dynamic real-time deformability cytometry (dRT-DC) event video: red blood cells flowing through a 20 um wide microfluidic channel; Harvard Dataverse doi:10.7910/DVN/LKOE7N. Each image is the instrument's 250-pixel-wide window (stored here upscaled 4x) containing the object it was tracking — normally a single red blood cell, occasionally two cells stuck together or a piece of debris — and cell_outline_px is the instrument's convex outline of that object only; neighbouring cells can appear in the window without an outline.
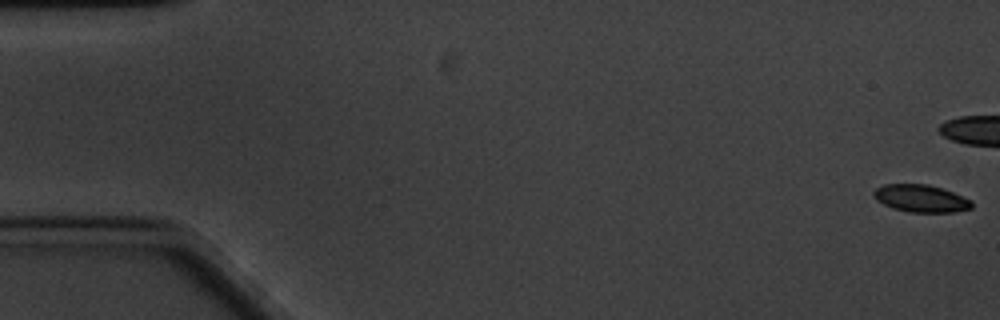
{"species": "common noctule bat (a hibernating species)", "species_latin": "Nyctalus noctula", "temperature_condition": "cold", "stored_images_in_passage": 62, "camera_frame_rate_fps": 3000, "um_per_image_px": 0.085, "animal": {"sex": "male", "body_mass_g": 20.1, "forearm_length_mm": 53.5}, "frame": {"image": 1, "passage_image": 1, "time_ms": 0.0, "image_size_px": [1000, 320], "cell_outline_px": [[972, 208], [952, 212], [908, 212], [892, 208], [876, 200], [872, 192], [876, 188], [884, 184], [928, 184], [944, 188], [972, 200]], "centroid_in_image_um": [78.28, 16.86], "position_along_channel_um": 6.7, "area_um2": 15.78}}
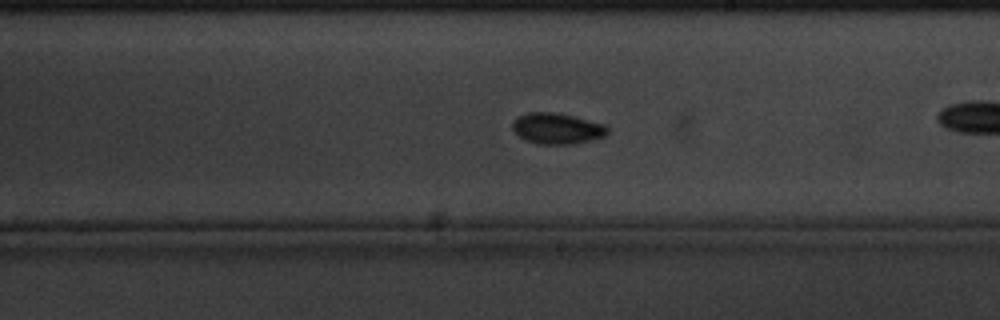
{"frame": {"image": 2, "passage_image": 35, "time_ms": 11.333, "image_size_px": [1000, 320], "cell_outline_px": [[608, 132], [604, 136], [592, 140], [576, 144], [536, 144], [524, 140], [512, 128], [512, 120], [516, 116], [528, 112], [556, 112], [608, 124]], "centroid_in_image_um": [47.35, 10.91], "position_along_channel_um": 241.6, "area_um2": 17.51}}
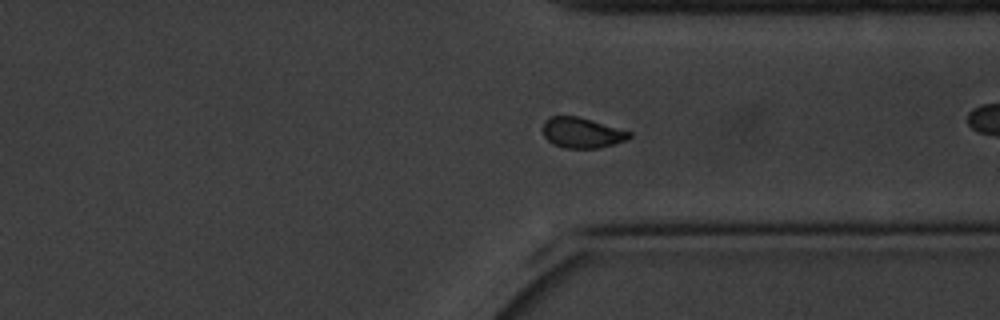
{"frame": {"image": 3, "passage_image": 46, "time_ms": 15.0, "image_size_px": [1000, 320], "cell_outline_px": [[632, 136], [624, 140], [600, 148], [564, 148], [552, 144], [544, 136], [544, 120], [548, 116], [576, 116], [592, 120], [632, 132]], "centroid_in_image_um": [49.44, 11.28], "position_along_channel_um": 362.0, "area_um2": 15.26}, "authors_computed_cell_mechanics": {"area_um2": 16.2418, "velocity_mm_per_s": 3.2868, "shape_relaxation_time_tau1_ms": 2.5137, "shape_relaxation_time_tau2_ms": null, "deformation_change_tau1": 0.0694, "deformation_change_tau2": null}}